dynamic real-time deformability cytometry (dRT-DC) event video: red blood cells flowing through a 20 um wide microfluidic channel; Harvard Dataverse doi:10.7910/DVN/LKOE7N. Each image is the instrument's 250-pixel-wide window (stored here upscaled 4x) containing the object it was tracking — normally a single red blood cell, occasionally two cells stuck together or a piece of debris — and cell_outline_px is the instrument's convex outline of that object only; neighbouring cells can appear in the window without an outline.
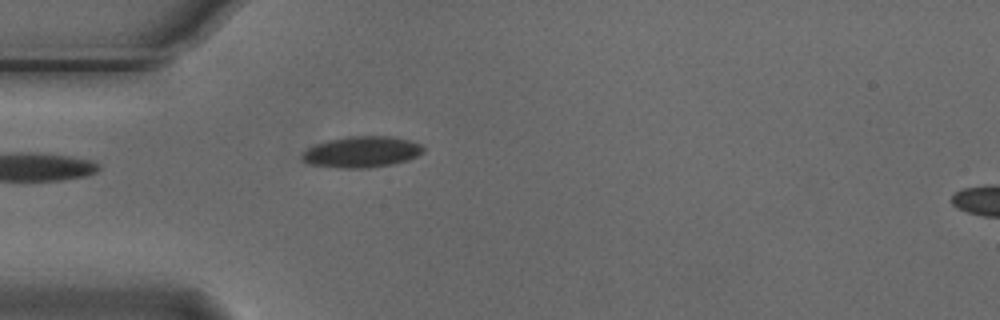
{"species": "Egyptian fruit bat (a non-hibernating species)", "species_latin": "Rousettus aegyptiacus", "temperature_condition": "cold", "stored_images_in_passage": 1, "camera_frame_rate_fps": 3000, "um_per_image_px": 0.085, "animal": {"sex": "male"}, "frame": {"image": 1, "passage_image": 1, "time_ms": 0.0, "image_size_px": [1000, 320], "cell_outline_px": [[424, 152], [408, 160], [392, 164], [364, 168], [336, 168], [308, 164], [300, 160], [300, 152], [316, 144], [328, 140], [348, 136], [392, 136], [408, 140], [420, 144], [424, 148]], "centroid_in_image_um": [30.69, 12.92], "position_along_channel_um": 54.3, "area_um2": 22.2}}